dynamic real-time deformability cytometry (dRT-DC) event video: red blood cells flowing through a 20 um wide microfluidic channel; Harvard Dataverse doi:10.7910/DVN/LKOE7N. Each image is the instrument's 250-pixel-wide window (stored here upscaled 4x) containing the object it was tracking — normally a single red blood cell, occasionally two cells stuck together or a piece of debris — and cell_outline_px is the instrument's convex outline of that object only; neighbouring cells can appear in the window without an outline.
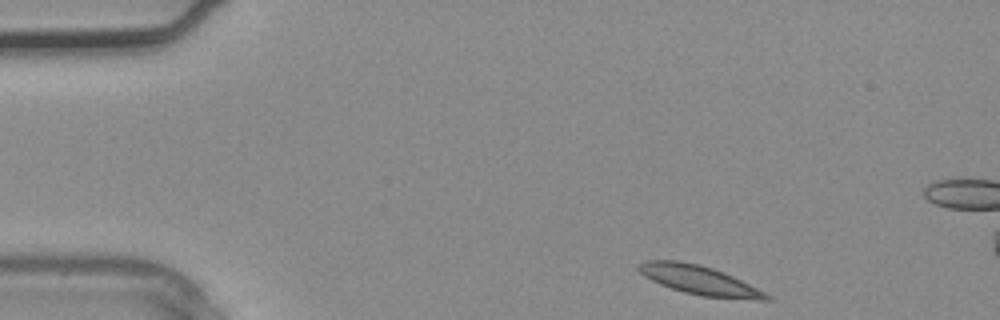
{"species": "common noctule bat (a hibernating species)", "species_latin": "Nyctalus noctula", "temperature_condition": "warm", "stored_images_in_passage": 3, "camera_frame_rate_fps": 3000, "um_per_image_px": 0.085, "animal": {"sex": "male", "body_mass_g": 20.4}, "frame": {"image": 1, "passage_image": 1, "time_ms": 0.0, "image_size_px": [1000, 320], "cell_outline_px": [[772, 300], [760, 300], [700, 296], [684, 292], [660, 284], [644, 276], [636, 268], [644, 260], [676, 260], [700, 264], [724, 272], [772, 296]], "centroid_in_image_um": [59.43, 23.81], "position_along_channel_um": 25.6, "area_um2": 21.44}}